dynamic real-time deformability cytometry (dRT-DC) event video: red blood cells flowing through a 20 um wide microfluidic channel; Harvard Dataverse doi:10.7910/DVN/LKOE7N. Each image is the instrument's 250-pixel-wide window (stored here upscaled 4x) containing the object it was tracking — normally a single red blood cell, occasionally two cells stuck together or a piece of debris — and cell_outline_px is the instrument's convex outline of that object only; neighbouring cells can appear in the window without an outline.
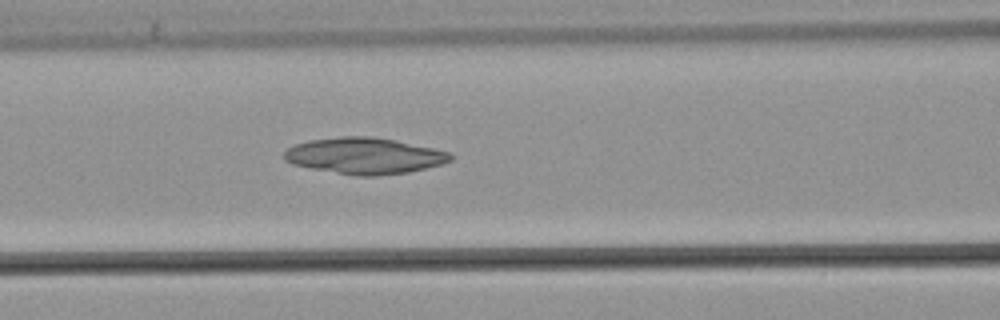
{"species": "common noctule bat (a hibernating species)", "species_latin": "Nyctalus noctula", "temperature_condition": "warm", "stored_images_in_passage": 42, "camera_frame_rate_fps": 3000, "um_per_image_px": 0.085, "animal": {"sex": "male", "body_mass_g": 21.5, "forearm_length_mm": 52.0}, "frame": {"image": 1, "passage_image": 12, "time_ms": 3.667, "image_size_px": [1000, 320], "cell_outline_px": [[452, 160], [444, 164], [408, 172], [376, 176], [356, 176], [312, 168], [292, 164], [284, 160], [284, 152], [288, 148], [296, 144], [308, 140], [340, 136], [372, 136], [396, 140], [452, 152]], "centroid_in_image_um": [31.01, 13.24], "position_along_channel_um": 135.6, "area_um2": 35.32}}
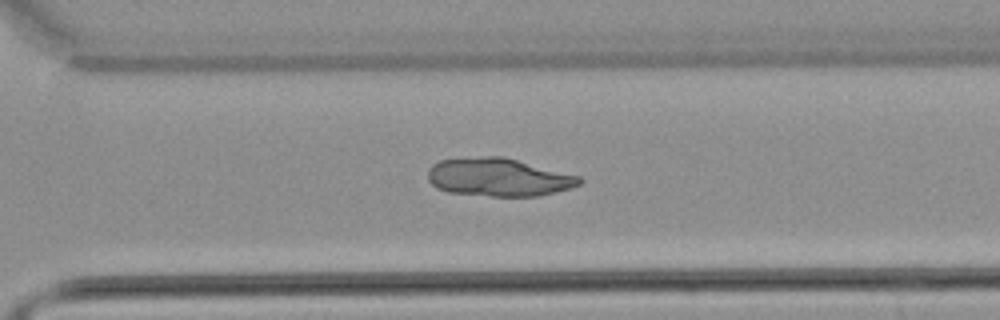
{"frame": {"image": 2, "passage_image": 27, "time_ms": 8.667, "image_size_px": [1000, 320], "cell_outline_px": [[584, 180], [580, 184], [572, 188], [536, 196], [492, 196], [448, 192], [436, 188], [428, 180], [428, 168], [432, 164], [440, 160], [484, 156], [504, 156], [580, 176]], "centroid_in_image_um": [42.38, 15.06], "position_along_channel_um": 328.2, "area_um2": 33.81}}
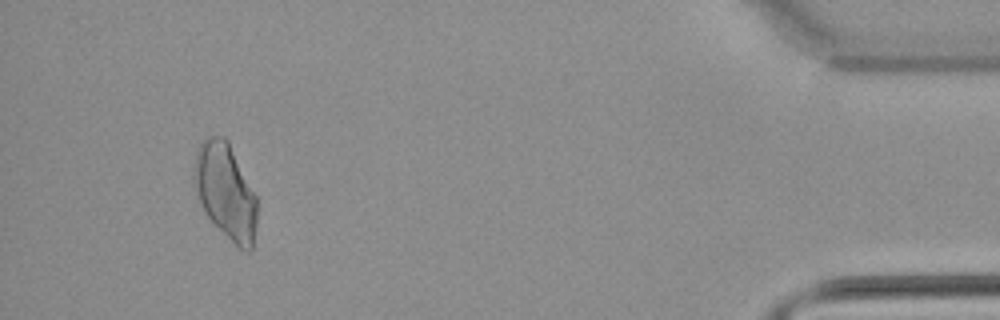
{"frame": {"image": 3, "passage_image": 39, "time_ms": 12.667, "image_size_px": [1000, 320], "cell_outline_px": [[256, 224], [252, 248], [248, 252], [244, 252], [208, 216], [200, 204], [192, 184], [192, 172], [196, 152], [200, 144], [208, 136], [224, 136], [228, 140], [256, 196]], "centroid_in_image_um": [19.14, 16.21], "position_along_channel_um": 416.1, "area_um2": 34.8}}